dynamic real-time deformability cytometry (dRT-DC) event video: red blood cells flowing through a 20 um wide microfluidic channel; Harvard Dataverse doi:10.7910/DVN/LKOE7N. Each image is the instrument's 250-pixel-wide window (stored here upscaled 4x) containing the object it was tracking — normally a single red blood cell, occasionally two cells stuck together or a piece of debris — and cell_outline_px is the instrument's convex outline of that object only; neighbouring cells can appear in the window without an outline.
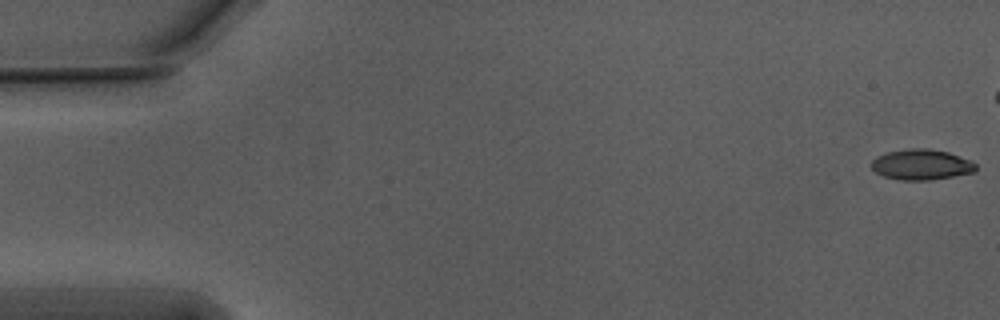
{"species": "Egyptian fruit bat (a non-hibernating species)", "species_latin": "Rousettus aegyptiacus", "temperature_condition": "warm", "stored_images_in_passage": 8, "camera_frame_rate_fps": 3000, "um_per_image_px": 0.085, "animal": {"sex": "male"}, "frame": {"image": 1, "passage_image": 1, "time_ms": 0.0, "image_size_px": [1000, 320], "cell_outline_px": [[976, 168], [972, 172], [932, 180], [900, 180], [884, 176], [876, 172], [872, 168], [872, 160], [876, 156], [888, 152], [908, 148], [928, 148], [948, 152], [972, 160], [976, 164]], "centroid_in_image_um": [78.31, 13.98], "position_along_channel_um": 6.7, "area_um2": 18.55}}